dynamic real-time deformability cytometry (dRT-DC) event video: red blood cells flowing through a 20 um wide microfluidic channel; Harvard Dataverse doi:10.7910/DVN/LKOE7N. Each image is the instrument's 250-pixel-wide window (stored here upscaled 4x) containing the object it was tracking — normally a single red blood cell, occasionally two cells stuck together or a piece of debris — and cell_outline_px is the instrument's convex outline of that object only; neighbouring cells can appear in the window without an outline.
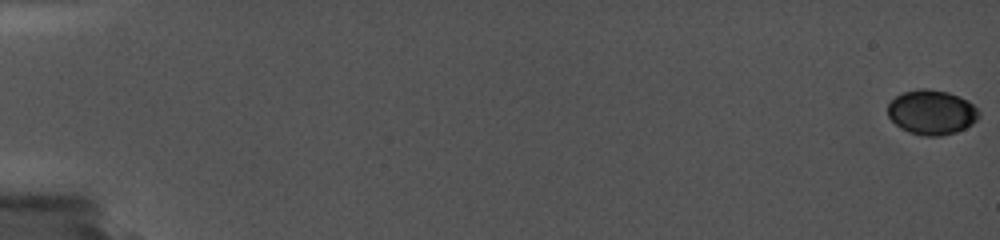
{"species": "common noctule bat (a hibernating species)", "species_latin": "Nyctalus noctula", "temperature_condition": "cold", "stored_images_in_passage": 19, "camera_frame_rate_fps": 5000, "um_per_image_px": 0.085, "animal": {"sex": "female", "body_mass_g": 19.0, "forearm_length_mm": 56.7}, "frame": {"image": 1, "passage_image": 1, "time_ms": 0.0, "image_size_px": [1000, 240], "cell_outline_px": [[980, 116], [972, 124], [956, 132], [940, 136], [924, 136], [908, 132], [900, 128], [888, 116], [888, 104], [896, 96], [904, 92], [920, 88], [928, 88], [948, 92], [968, 100], [980, 112]], "centroid_in_image_um": [79.19, 9.54], "position_along_channel_um": 5.8, "area_um2": 23.76}}
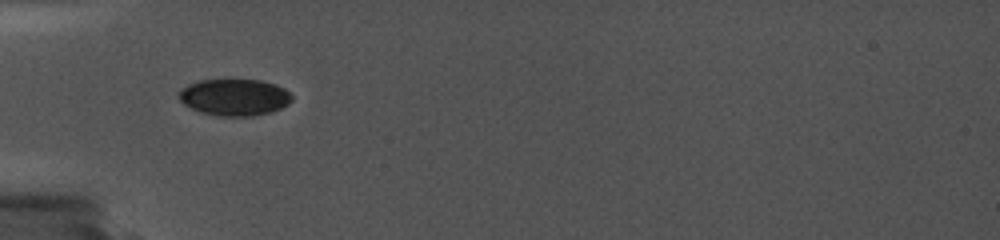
{"frame": {"image": 2, "passage_image": 12, "time_ms": 6.8, "image_size_px": [1000, 240], "cell_outline_px": [[292, 100], [288, 104], [272, 112], [252, 116], [216, 116], [200, 112], [184, 104], [176, 96], [176, 92], [180, 88], [188, 84], [200, 80], [260, 80], [276, 84], [284, 88], [292, 96]], "centroid_in_image_um": [19.89, 8.27], "position_along_channel_um": 65.1, "area_um2": 24.39}}
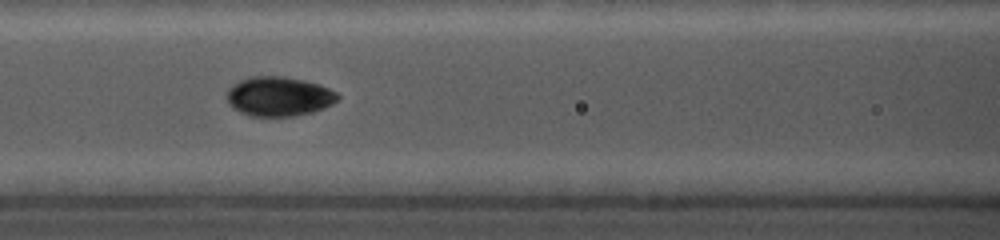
{"frame": {"image": 3, "passage_image": 15, "time_ms": 9.0, "image_size_px": [1000, 240], "cell_outline_px": [[340, 96], [332, 104], [324, 108], [312, 112], [292, 116], [248, 116], [232, 108], [228, 104], [228, 88], [240, 80], [252, 76], [284, 76], [304, 80], [320, 84], [336, 92]], "centroid_in_image_um": [23.7, 8.19], "position_along_channel_um": 142.9, "area_um2": 25.55}}